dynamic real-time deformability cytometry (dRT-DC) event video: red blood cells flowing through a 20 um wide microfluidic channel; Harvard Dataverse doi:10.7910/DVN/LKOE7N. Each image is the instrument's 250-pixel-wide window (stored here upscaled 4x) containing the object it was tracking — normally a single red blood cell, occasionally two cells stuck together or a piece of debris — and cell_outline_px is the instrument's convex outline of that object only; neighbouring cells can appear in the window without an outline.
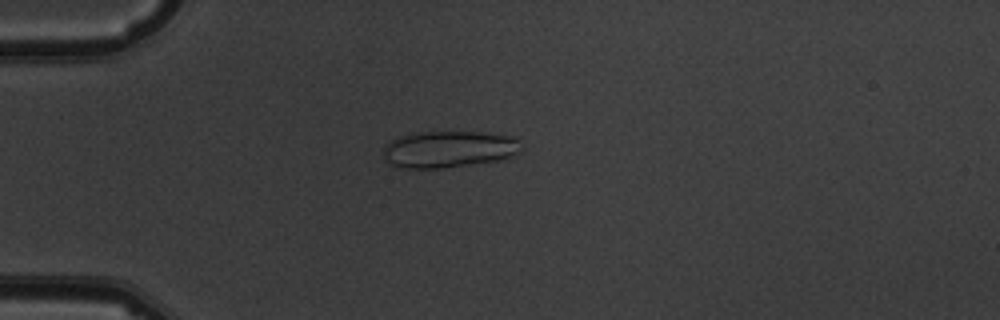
{"species": "common noctule bat (a hibernating species)", "species_latin": "Nyctalus noctula", "temperature_condition": "warm", "stored_images_in_passage": 7, "camera_frame_rate_fps": 3000, "um_per_image_px": 0.085, "animal": {"sex": "male", "body_mass_g": 19.5, "forearm_length_mm": 54.6}, "frame": {"image": 1, "passage_image": 5, "time_ms": 4.667, "image_size_px": [1000, 320], "cell_outline_px": [[520, 152], [508, 160], [440, 168], [396, 168], [388, 164], [384, 160], [384, 148], [388, 140], [412, 132], [484, 132], [512, 136], [516, 140], [520, 148]], "centroid_in_image_um": [38.12, 12.7], "position_along_channel_um": 46.9, "area_um2": 30.11}}